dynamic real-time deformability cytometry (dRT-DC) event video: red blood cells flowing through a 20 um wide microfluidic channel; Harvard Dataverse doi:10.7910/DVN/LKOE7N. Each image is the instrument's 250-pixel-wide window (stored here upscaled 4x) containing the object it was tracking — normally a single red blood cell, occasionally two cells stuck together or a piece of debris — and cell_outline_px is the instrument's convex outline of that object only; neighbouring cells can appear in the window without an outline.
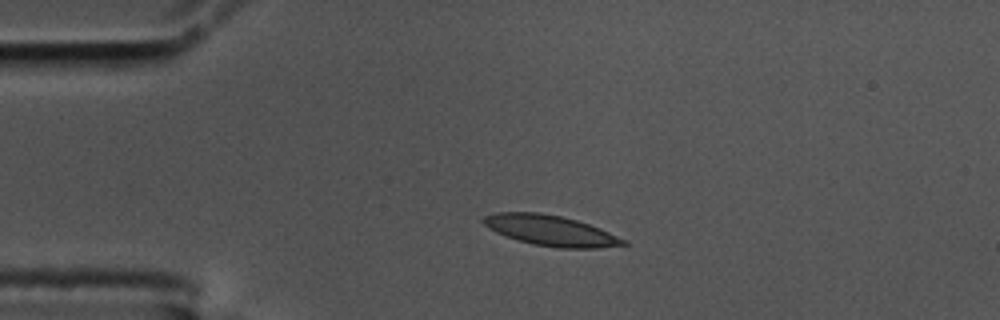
{"species": "common noctule bat (a hibernating species)", "species_latin": "Nyctalus noctula", "temperature_condition": "cold", "stored_images_in_passage": 46, "camera_frame_rate_fps": 3000, "um_per_image_px": 0.085, "animal": {"sex": "male", "body_mass_g": 17.5, "forearm_length_mm": 52.3}, "frame": {"image": 1, "passage_image": 1, "time_ms": 0.0, "image_size_px": [1000, 320], "cell_outline_px": [[628, 244], [600, 248], [556, 248], [532, 244], [496, 232], [488, 228], [480, 220], [484, 216], [496, 212], [540, 212], [560, 216], [576, 220], [600, 228], [628, 240]], "centroid_in_image_um": [46.82, 19.59], "position_along_channel_um": 38.2, "area_um2": 24.85}}
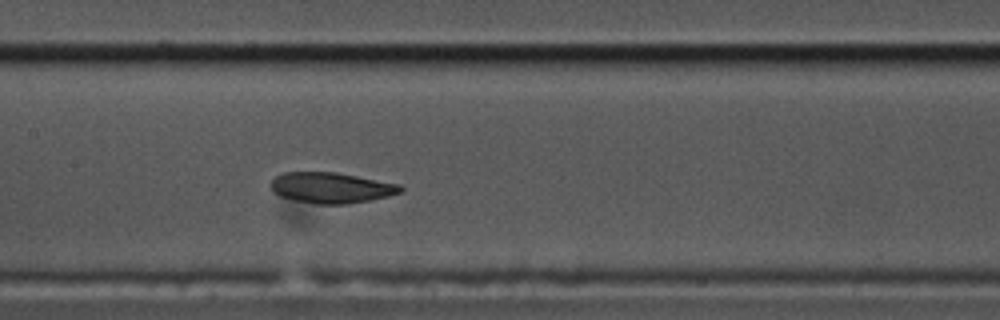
{"frame": {"image": 2, "passage_image": 16, "time_ms": 5.0, "image_size_px": [1000, 320], "cell_outline_px": [[404, 188], [400, 192], [388, 196], [348, 204], [316, 204], [296, 200], [280, 196], [272, 192], [272, 180], [276, 176], [284, 172], [336, 172], [400, 184]], "centroid_in_image_um": [28.15, 15.95], "position_along_channel_um": 179.2, "area_um2": 23.06}}
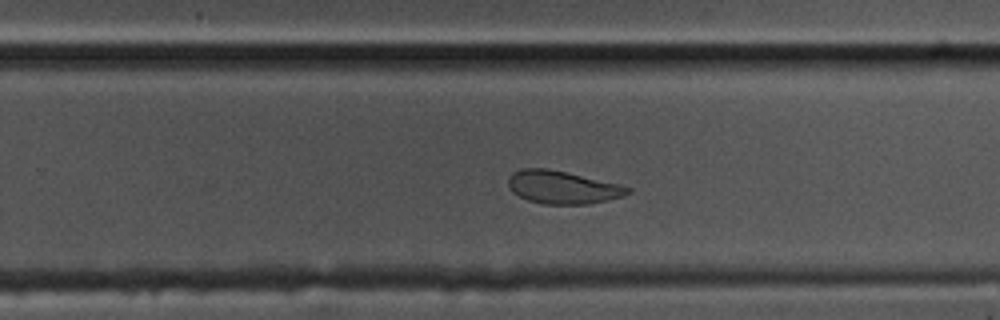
{"frame": {"image": 3, "passage_image": 25, "time_ms": 8.0, "image_size_px": [1000, 320], "cell_outline_px": [[632, 192], [624, 196], [608, 200], [588, 204], [544, 204], [528, 200], [512, 192], [508, 188], [508, 176], [512, 172], [520, 168], [548, 168], [620, 184], [632, 188]], "centroid_in_image_um": [47.81, 15.91], "position_along_channel_um": 282.0, "area_um2": 23.12}, "authors_computed_cell_mechanics": {"area_um2": 24.6517, "velocity_mm_per_s": 3.4301, "shape_relaxation_time_tau1_ms": 5.7297, "shape_relaxation_time_tau2_ms": 2.1952, "deformation_change_tau1": 0.1632, "deformation_change_tau2": 0.0613}}